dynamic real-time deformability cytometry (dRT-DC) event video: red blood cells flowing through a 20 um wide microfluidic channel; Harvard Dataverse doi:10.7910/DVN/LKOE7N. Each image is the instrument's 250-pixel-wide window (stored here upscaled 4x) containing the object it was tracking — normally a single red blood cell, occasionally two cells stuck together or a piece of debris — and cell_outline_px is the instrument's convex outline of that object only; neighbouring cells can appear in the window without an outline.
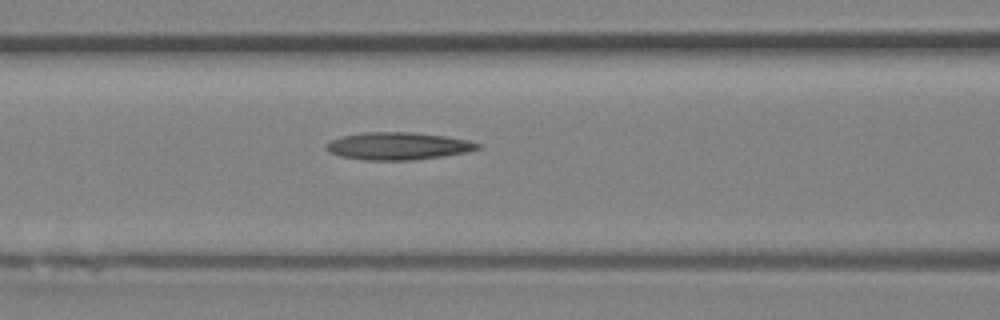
{"species": "Egyptian fruit bat (a non-hibernating species)", "species_latin": "Rousettus aegyptiacus", "temperature_condition": "room temperature", "stored_images_in_passage": 5, "camera_frame_rate_fps": 3000, "um_per_image_px": 0.085, "animal": {"sex": "female"}, "frame": {"image": 1, "passage_image": 5, "time_ms": 1.333, "image_size_px": [1000, 320], "cell_outline_px": [[480, 148], [468, 152], [444, 156], [416, 160], [364, 160], [340, 156], [328, 152], [324, 148], [324, 144], [340, 136], [364, 132], [408, 132], [444, 136], [468, 140], [480, 144]], "centroid_in_image_um": [33.79, 12.42], "position_along_channel_um": 132.8, "area_um2": 24.39}}